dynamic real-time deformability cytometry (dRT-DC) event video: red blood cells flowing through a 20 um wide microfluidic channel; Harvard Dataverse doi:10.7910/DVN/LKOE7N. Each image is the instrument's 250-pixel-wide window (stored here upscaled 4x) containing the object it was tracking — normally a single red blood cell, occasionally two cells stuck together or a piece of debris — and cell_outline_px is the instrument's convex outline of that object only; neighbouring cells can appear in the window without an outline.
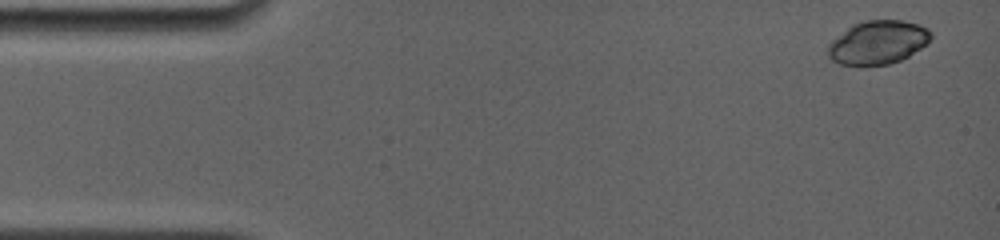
{"species": "common noctule bat (a hibernating species)", "species_latin": "Nyctalus noctula", "temperature_condition": "room temperature", "stored_images_in_passage": 23, "camera_frame_rate_fps": 4000, "um_per_image_px": 0.085, "animal": {"sex": "female", "body_mass_g": 19.0, "forearm_length_mm": 56.7}, "frame": {"image": 1, "passage_image": 1, "time_ms": 0.0, "image_size_px": [1000, 240], "cell_outline_px": [[932, 36], [928, 44], [908, 56], [900, 60], [888, 64], [840, 64], [832, 60], [828, 56], [828, 44], [832, 40], [852, 24], [864, 20], [904, 20], [920, 24], [928, 28], [932, 32]], "centroid_in_image_um": [74.66, 3.57], "position_along_channel_um": 10.3, "area_um2": 26.13}}
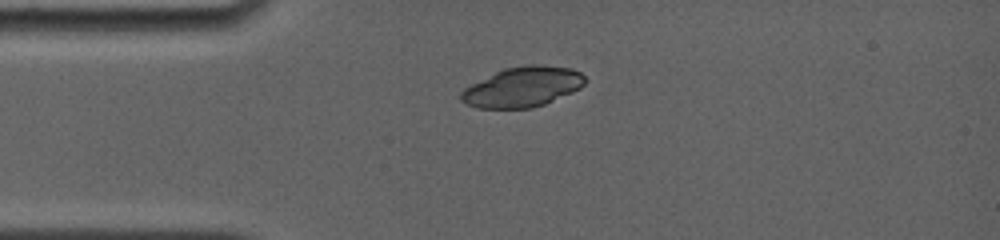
{"frame": {"image": 2, "passage_image": 7, "time_ms": 3.25, "image_size_px": [1000, 240], "cell_outline_px": [[588, 80], [580, 88], [572, 92], [544, 104], [532, 108], [476, 108], [460, 100], [460, 92], [464, 88], [504, 68], [528, 64], [536, 64], [572, 68], [580, 72]], "centroid_in_image_um": [44.44, 7.38], "position_along_channel_um": 40.6, "area_um2": 28.9}}